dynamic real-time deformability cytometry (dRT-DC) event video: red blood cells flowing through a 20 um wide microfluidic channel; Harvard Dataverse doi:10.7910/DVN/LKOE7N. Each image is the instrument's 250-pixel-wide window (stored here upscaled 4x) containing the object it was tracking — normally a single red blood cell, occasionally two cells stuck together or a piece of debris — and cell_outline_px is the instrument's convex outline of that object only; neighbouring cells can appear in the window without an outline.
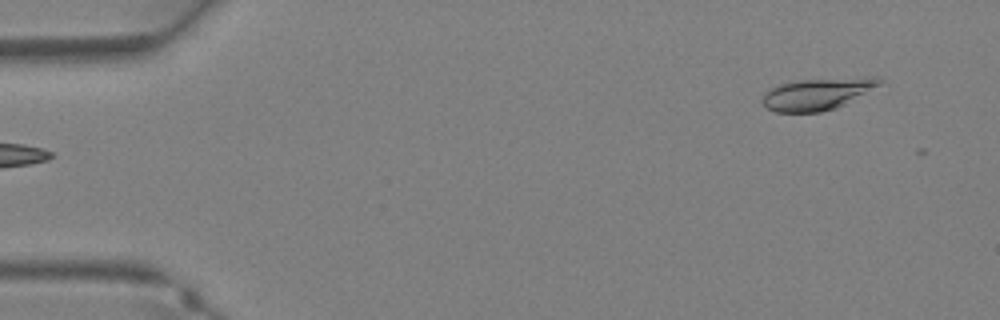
{"species": "Egyptian fruit bat (a non-hibernating species)", "species_latin": "Rousettus aegyptiacus", "temperature_condition": "warm", "stored_images_in_passage": 2, "camera_frame_rate_fps": 3000, "um_per_image_px": 0.085, "animal": {"sex": "female"}, "frame": {"image": 1, "passage_image": 1, "time_ms": 0.0, "image_size_px": [1000, 320], "cell_outline_px": [[880, 84], [844, 104], [836, 108], [820, 112], [776, 112], [768, 108], [764, 104], [764, 92], [768, 88], [780, 84], [800, 80], [864, 76], [876, 76], [880, 80]], "centroid_in_image_um": [69.46, 7.96], "position_along_channel_um": 15.5, "area_um2": 21.5}}